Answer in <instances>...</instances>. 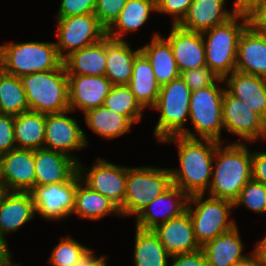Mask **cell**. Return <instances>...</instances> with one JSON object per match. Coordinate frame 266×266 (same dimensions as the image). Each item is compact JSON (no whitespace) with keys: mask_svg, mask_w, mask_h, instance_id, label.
I'll list each match as a JSON object with an SVG mask.
<instances>
[{"mask_svg":"<svg viewBox=\"0 0 266 266\" xmlns=\"http://www.w3.org/2000/svg\"><path fill=\"white\" fill-rule=\"evenodd\" d=\"M165 143H175L177 147L179 166L170 168L172 184L188 196L206 194L211 183L216 147L220 142L176 135L166 138L161 145Z\"/></svg>","mask_w":266,"mask_h":266,"instance_id":"cell-1","label":"cell"},{"mask_svg":"<svg viewBox=\"0 0 266 266\" xmlns=\"http://www.w3.org/2000/svg\"><path fill=\"white\" fill-rule=\"evenodd\" d=\"M247 143L220 142L206 195L234 202L252 178V149Z\"/></svg>","mask_w":266,"mask_h":266,"instance_id":"cell-2","label":"cell"},{"mask_svg":"<svg viewBox=\"0 0 266 266\" xmlns=\"http://www.w3.org/2000/svg\"><path fill=\"white\" fill-rule=\"evenodd\" d=\"M225 89L224 80L220 78L214 85L191 92L188 123H191L193 128L191 130L187 127L183 136L218 142L228 141L222 136V100Z\"/></svg>","mask_w":266,"mask_h":266,"instance_id":"cell-3","label":"cell"},{"mask_svg":"<svg viewBox=\"0 0 266 266\" xmlns=\"http://www.w3.org/2000/svg\"><path fill=\"white\" fill-rule=\"evenodd\" d=\"M19 79L29 111L53 114L70 110L68 79L63 63L57 69L22 75Z\"/></svg>","mask_w":266,"mask_h":266,"instance_id":"cell-4","label":"cell"},{"mask_svg":"<svg viewBox=\"0 0 266 266\" xmlns=\"http://www.w3.org/2000/svg\"><path fill=\"white\" fill-rule=\"evenodd\" d=\"M55 42L28 41L0 45V69L20 77L57 69L62 64Z\"/></svg>","mask_w":266,"mask_h":266,"instance_id":"cell-5","label":"cell"},{"mask_svg":"<svg viewBox=\"0 0 266 266\" xmlns=\"http://www.w3.org/2000/svg\"><path fill=\"white\" fill-rule=\"evenodd\" d=\"M247 26V16L235 14L225 23L201 33L206 65L219 78L224 79L236 70L238 43Z\"/></svg>","mask_w":266,"mask_h":266,"instance_id":"cell-6","label":"cell"},{"mask_svg":"<svg viewBox=\"0 0 266 266\" xmlns=\"http://www.w3.org/2000/svg\"><path fill=\"white\" fill-rule=\"evenodd\" d=\"M190 97L191 90L181 76L160 87L157 103L151 109L159 114L152 132L157 143L186 131Z\"/></svg>","mask_w":266,"mask_h":266,"instance_id":"cell-7","label":"cell"},{"mask_svg":"<svg viewBox=\"0 0 266 266\" xmlns=\"http://www.w3.org/2000/svg\"><path fill=\"white\" fill-rule=\"evenodd\" d=\"M234 209V202L230 200L214 198L206 194L188 197L186 210L200 247L238 225L235 217H231Z\"/></svg>","mask_w":266,"mask_h":266,"instance_id":"cell-8","label":"cell"},{"mask_svg":"<svg viewBox=\"0 0 266 266\" xmlns=\"http://www.w3.org/2000/svg\"><path fill=\"white\" fill-rule=\"evenodd\" d=\"M172 185L170 168L152 165L127 166L126 194L119 208L122 218L136 217Z\"/></svg>","mask_w":266,"mask_h":266,"instance_id":"cell-9","label":"cell"},{"mask_svg":"<svg viewBox=\"0 0 266 266\" xmlns=\"http://www.w3.org/2000/svg\"><path fill=\"white\" fill-rule=\"evenodd\" d=\"M58 40L57 52L63 60L70 53L99 42L106 36V29L94 14L55 17Z\"/></svg>","mask_w":266,"mask_h":266,"instance_id":"cell-10","label":"cell"},{"mask_svg":"<svg viewBox=\"0 0 266 266\" xmlns=\"http://www.w3.org/2000/svg\"><path fill=\"white\" fill-rule=\"evenodd\" d=\"M224 132L237 137L229 143L252 145L259 140L266 141V122L245 102L232 96L226 89L222 100Z\"/></svg>","mask_w":266,"mask_h":266,"instance_id":"cell-11","label":"cell"},{"mask_svg":"<svg viewBox=\"0 0 266 266\" xmlns=\"http://www.w3.org/2000/svg\"><path fill=\"white\" fill-rule=\"evenodd\" d=\"M72 113V110H68L46 114L43 148L63 153L79 163L81 159L75 153L87 148L89 141L79 120L68 116Z\"/></svg>","mask_w":266,"mask_h":266,"instance_id":"cell-12","label":"cell"},{"mask_svg":"<svg viewBox=\"0 0 266 266\" xmlns=\"http://www.w3.org/2000/svg\"><path fill=\"white\" fill-rule=\"evenodd\" d=\"M78 171L66 182L36 185L30 192L36 217L46 221L70 219L74 208L75 192L80 180Z\"/></svg>","mask_w":266,"mask_h":266,"instance_id":"cell-13","label":"cell"},{"mask_svg":"<svg viewBox=\"0 0 266 266\" xmlns=\"http://www.w3.org/2000/svg\"><path fill=\"white\" fill-rule=\"evenodd\" d=\"M78 173L81 180L91 189L109 198L119 208L123 205L126 194L127 166L97 156L91 167L80 161Z\"/></svg>","mask_w":266,"mask_h":266,"instance_id":"cell-14","label":"cell"},{"mask_svg":"<svg viewBox=\"0 0 266 266\" xmlns=\"http://www.w3.org/2000/svg\"><path fill=\"white\" fill-rule=\"evenodd\" d=\"M188 195L175 185L146 205L135 217V226L152 230L166 221L180 216L186 211Z\"/></svg>","mask_w":266,"mask_h":266,"instance_id":"cell-15","label":"cell"},{"mask_svg":"<svg viewBox=\"0 0 266 266\" xmlns=\"http://www.w3.org/2000/svg\"><path fill=\"white\" fill-rule=\"evenodd\" d=\"M67 79L69 108L81 114L103 105L112 87L106 76L67 75Z\"/></svg>","mask_w":266,"mask_h":266,"instance_id":"cell-16","label":"cell"},{"mask_svg":"<svg viewBox=\"0 0 266 266\" xmlns=\"http://www.w3.org/2000/svg\"><path fill=\"white\" fill-rule=\"evenodd\" d=\"M168 33L165 39L172 47L180 73L207 66L201 33L182 29L178 25H171Z\"/></svg>","mask_w":266,"mask_h":266,"instance_id":"cell-17","label":"cell"},{"mask_svg":"<svg viewBox=\"0 0 266 266\" xmlns=\"http://www.w3.org/2000/svg\"><path fill=\"white\" fill-rule=\"evenodd\" d=\"M1 178L10 191L30 192L35 187L34 150L15 148L4 153Z\"/></svg>","mask_w":266,"mask_h":266,"instance_id":"cell-18","label":"cell"},{"mask_svg":"<svg viewBox=\"0 0 266 266\" xmlns=\"http://www.w3.org/2000/svg\"><path fill=\"white\" fill-rule=\"evenodd\" d=\"M152 230L171 256L201 248L195 239L193 224L187 210Z\"/></svg>","mask_w":266,"mask_h":266,"instance_id":"cell-19","label":"cell"},{"mask_svg":"<svg viewBox=\"0 0 266 266\" xmlns=\"http://www.w3.org/2000/svg\"><path fill=\"white\" fill-rule=\"evenodd\" d=\"M227 2L228 0H192L178 26L188 31L202 33L221 25L235 15L233 9H229L226 5Z\"/></svg>","mask_w":266,"mask_h":266,"instance_id":"cell-20","label":"cell"},{"mask_svg":"<svg viewBox=\"0 0 266 266\" xmlns=\"http://www.w3.org/2000/svg\"><path fill=\"white\" fill-rule=\"evenodd\" d=\"M34 163L35 186L66 182L78 171L73 158L46 148L34 150Z\"/></svg>","mask_w":266,"mask_h":266,"instance_id":"cell-21","label":"cell"},{"mask_svg":"<svg viewBox=\"0 0 266 266\" xmlns=\"http://www.w3.org/2000/svg\"><path fill=\"white\" fill-rule=\"evenodd\" d=\"M226 90L266 122V79L234 71L224 79Z\"/></svg>","mask_w":266,"mask_h":266,"instance_id":"cell-22","label":"cell"},{"mask_svg":"<svg viewBox=\"0 0 266 266\" xmlns=\"http://www.w3.org/2000/svg\"><path fill=\"white\" fill-rule=\"evenodd\" d=\"M236 71L266 79V36L249 25L239 39Z\"/></svg>","mask_w":266,"mask_h":266,"instance_id":"cell-23","label":"cell"},{"mask_svg":"<svg viewBox=\"0 0 266 266\" xmlns=\"http://www.w3.org/2000/svg\"><path fill=\"white\" fill-rule=\"evenodd\" d=\"M35 218L31 192L11 191L0 205V234L7 239Z\"/></svg>","mask_w":266,"mask_h":266,"instance_id":"cell-24","label":"cell"},{"mask_svg":"<svg viewBox=\"0 0 266 266\" xmlns=\"http://www.w3.org/2000/svg\"><path fill=\"white\" fill-rule=\"evenodd\" d=\"M89 221H101L106 216L122 217L119 207L109 198L94 191L81 179L77 183L72 216Z\"/></svg>","mask_w":266,"mask_h":266,"instance_id":"cell-25","label":"cell"},{"mask_svg":"<svg viewBox=\"0 0 266 266\" xmlns=\"http://www.w3.org/2000/svg\"><path fill=\"white\" fill-rule=\"evenodd\" d=\"M154 12L156 14V0H127L119 17L106 30V35L111 39L126 40L128 33L138 32L148 24Z\"/></svg>","mask_w":266,"mask_h":266,"instance_id":"cell-26","label":"cell"},{"mask_svg":"<svg viewBox=\"0 0 266 266\" xmlns=\"http://www.w3.org/2000/svg\"><path fill=\"white\" fill-rule=\"evenodd\" d=\"M126 40H115L107 36V59L105 76L112 85H128L133 71L135 57L140 47L133 49Z\"/></svg>","mask_w":266,"mask_h":266,"instance_id":"cell-27","label":"cell"},{"mask_svg":"<svg viewBox=\"0 0 266 266\" xmlns=\"http://www.w3.org/2000/svg\"><path fill=\"white\" fill-rule=\"evenodd\" d=\"M150 61L155 78L160 86L180 77L170 43L158 31L152 33L150 42L140 47Z\"/></svg>","mask_w":266,"mask_h":266,"instance_id":"cell-28","label":"cell"},{"mask_svg":"<svg viewBox=\"0 0 266 266\" xmlns=\"http://www.w3.org/2000/svg\"><path fill=\"white\" fill-rule=\"evenodd\" d=\"M244 248L238 225L201 247L208 266H230L248 255Z\"/></svg>","mask_w":266,"mask_h":266,"instance_id":"cell-29","label":"cell"},{"mask_svg":"<svg viewBox=\"0 0 266 266\" xmlns=\"http://www.w3.org/2000/svg\"><path fill=\"white\" fill-rule=\"evenodd\" d=\"M107 35L90 46L74 51L62 63L67 75L105 76Z\"/></svg>","mask_w":266,"mask_h":266,"instance_id":"cell-30","label":"cell"},{"mask_svg":"<svg viewBox=\"0 0 266 266\" xmlns=\"http://www.w3.org/2000/svg\"><path fill=\"white\" fill-rule=\"evenodd\" d=\"M128 86L144 109L151 110L156 105L161 86L155 78L150 61L142 52L135 57Z\"/></svg>","mask_w":266,"mask_h":266,"instance_id":"cell-31","label":"cell"},{"mask_svg":"<svg viewBox=\"0 0 266 266\" xmlns=\"http://www.w3.org/2000/svg\"><path fill=\"white\" fill-rule=\"evenodd\" d=\"M86 128L103 140L112 141L127 134L134 124L126 117L101 105L83 113Z\"/></svg>","mask_w":266,"mask_h":266,"instance_id":"cell-32","label":"cell"},{"mask_svg":"<svg viewBox=\"0 0 266 266\" xmlns=\"http://www.w3.org/2000/svg\"><path fill=\"white\" fill-rule=\"evenodd\" d=\"M134 230V266H170L171 255L153 230H144L136 226Z\"/></svg>","mask_w":266,"mask_h":266,"instance_id":"cell-33","label":"cell"},{"mask_svg":"<svg viewBox=\"0 0 266 266\" xmlns=\"http://www.w3.org/2000/svg\"><path fill=\"white\" fill-rule=\"evenodd\" d=\"M46 114L27 111L14 116V137L18 149L43 148Z\"/></svg>","mask_w":266,"mask_h":266,"instance_id":"cell-34","label":"cell"},{"mask_svg":"<svg viewBox=\"0 0 266 266\" xmlns=\"http://www.w3.org/2000/svg\"><path fill=\"white\" fill-rule=\"evenodd\" d=\"M29 111L20 79L0 69V114L17 116Z\"/></svg>","mask_w":266,"mask_h":266,"instance_id":"cell-35","label":"cell"},{"mask_svg":"<svg viewBox=\"0 0 266 266\" xmlns=\"http://www.w3.org/2000/svg\"><path fill=\"white\" fill-rule=\"evenodd\" d=\"M103 105L117 114L126 116L134 125L144 119L145 109L136 100L128 85H112Z\"/></svg>","mask_w":266,"mask_h":266,"instance_id":"cell-36","label":"cell"},{"mask_svg":"<svg viewBox=\"0 0 266 266\" xmlns=\"http://www.w3.org/2000/svg\"><path fill=\"white\" fill-rule=\"evenodd\" d=\"M90 249L91 247H87L71 235L61 236L47 261L50 266H73Z\"/></svg>","mask_w":266,"mask_h":266,"instance_id":"cell-37","label":"cell"},{"mask_svg":"<svg viewBox=\"0 0 266 266\" xmlns=\"http://www.w3.org/2000/svg\"><path fill=\"white\" fill-rule=\"evenodd\" d=\"M242 206L250 212L266 214V186L251 178L234 201V208Z\"/></svg>","mask_w":266,"mask_h":266,"instance_id":"cell-38","label":"cell"},{"mask_svg":"<svg viewBox=\"0 0 266 266\" xmlns=\"http://www.w3.org/2000/svg\"><path fill=\"white\" fill-rule=\"evenodd\" d=\"M127 0H96L94 15L107 30L119 17Z\"/></svg>","mask_w":266,"mask_h":266,"instance_id":"cell-39","label":"cell"},{"mask_svg":"<svg viewBox=\"0 0 266 266\" xmlns=\"http://www.w3.org/2000/svg\"><path fill=\"white\" fill-rule=\"evenodd\" d=\"M180 76L191 92L214 85L220 79L208 66L184 71Z\"/></svg>","mask_w":266,"mask_h":266,"instance_id":"cell-40","label":"cell"},{"mask_svg":"<svg viewBox=\"0 0 266 266\" xmlns=\"http://www.w3.org/2000/svg\"><path fill=\"white\" fill-rule=\"evenodd\" d=\"M192 0H156V15L171 17L170 25H178L186 15Z\"/></svg>","mask_w":266,"mask_h":266,"instance_id":"cell-41","label":"cell"},{"mask_svg":"<svg viewBox=\"0 0 266 266\" xmlns=\"http://www.w3.org/2000/svg\"><path fill=\"white\" fill-rule=\"evenodd\" d=\"M58 7L54 17L94 14L96 0H60Z\"/></svg>","mask_w":266,"mask_h":266,"instance_id":"cell-42","label":"cell"},{"mask_svg":"<svg viewBox=\"0 0 266 266\" xmlns=\"http://www.w3.org/2000/svg\"><path fill=\"white\" fill-rule=\"evenodd\" d=\"M14 116L0 114V153L15 149Z\"/></svg>","mask_w":266,"mask_h":266,"instance_id":"cell-43","label":"cell"},{"mask_svg":"<svg viewBox=\"0 0 266 266\" xmlns=\"http://www.w3.org/2000/svg\"><path fill=\"white\" fill-rule=\"evenodd\" d=\"M170 261V266H208L201 248L190 253L171 256Z\"/></svg>","mask_w":266,"mask_h":266,"instance_id":"cell-44","label":"cell"},{"mask_svg":"<svg viewBox=\"0 0 266 266\" xmlns=\"http://www.w3.org/2000/svg\"><path fill=\"white\" fill-rule=\"evenodd\" d=\"M252 150V179L266 186V150Z\"/></svg>","mask_w":266,"mask_h":266,"instance_id":"cell-45","label":"cell"},{"mask_svg":"<svg viewBox=\"0 0 266 266\" xmlns=\"http://www.w3.org/2000/svg\"><path fill=\"white\" fill-rule=\"evenodd\" d=\"M248 25L256 32L266 33V2L247 15Z\"/></svg>","mask_w":266,"mask_h":266,"instance_id":"cell-46","label":"cell"},{"mask_svg":"<svg viewBox=\"0 0 266 266\" xmlns=\"http://www.w3.org/2000/svg\"><path fill=\"white\" fill-rule=\"evenodd\" d=\"M108 257L110 255H100L99 257L95 253V249L92 248L81 257L73 266H108Z\"/></svg>","mask_w":266,"mask_h":266,"instance_id":"cell-47","label":"cell"},{"mask_svg":"<svg viewBox=\"0 0 266 266\" xmlns=\"http://www.w3.org/2000/svg\"><path fill=\"white\" fill-rule=\"evenodd\" d=\"M232 9L235 14L247 16L257 6L266 2V0H232Z\"/></svg>","mask_w":266,"mask_h":266,"instance_id":"cell-48","label":"cell"},{"mask_svg":"<svg viewBox=\"0 0 266 266\" xmlns=\"http://www.w3.org/2000/svg\"><path fill=\"white\" fill-rule=\"evenodd\" d=\"M243 259L236 261L230 266H263V259L259 251L253 246V250Z\"/></svg>","mask_w":266,"mask_h":266,"instance_id":"cell-49","label":"cell"},{"mask_svg":"<svg viewBox=\"0 0 266 266\" xmlns=\"http://www.w3.org/2000/svg\"><path fill=\"white\" fill-rule=\"evenodd\" d=\"M8 239L0 234V263H15L12 259V251L8 247ZM14 261V262H13Z\"/></svg>","mask_w":266,"mask_h":266,"instance_id":"cell-50","label":"cell"},{"mask_svg":"<svg viewBox=\"0 0 266 266\" xmlns=\"http://www.w3.org/2000/svg\"><path fill=\"white\" fill-rule=\"evenodd\" d=\"M266 235V234H265ZM255 248L259 251L263 259V266H266V236L255 242Z\"/></svg>","mask_w":266,"mask_h":266,"instance_id":"cell-51","label":"cell"},{"mask_svg":"<svg viewBox=\"0 0 266 266\" xmlns=\"http://www.w3.org/2000/svg\"><path fill=\"white\" fill-rule=\"evenodd\" d=\"M11 191L9 190L7 184L5 181L1 178L0 176V205L4 201L5 197L10 193Z\"/></svg>","mask_w":266,"mask_h":266,"instance_id":"cell-52","label":"cell"},{"mask_svg":"<svg viewBox=\"0 0 266 266\" xmlns=\"http://www.w3.org/2000/svg\"><path fill=\"white\" fill-rule=\"evenodd\" d=\"M23 263H0V266H22Z\"/></svg>","mask_w":266,"mask_h":266,"instance_id":"cell-53","label":"cell"},{"mask_svg":"<svg viewBox=\"0 0 266 266\" xmlns=\"http://www.w3.org/2000/svg\"><path fill=\"white\" fill-rule=\"evenodd\" d=\"M2 156H3V154L0 153V176H1Z\"/></svg>","mask_w":266,"mask_h":266,"instance_id":"cell-54","label":"cell"}]
</instances>
